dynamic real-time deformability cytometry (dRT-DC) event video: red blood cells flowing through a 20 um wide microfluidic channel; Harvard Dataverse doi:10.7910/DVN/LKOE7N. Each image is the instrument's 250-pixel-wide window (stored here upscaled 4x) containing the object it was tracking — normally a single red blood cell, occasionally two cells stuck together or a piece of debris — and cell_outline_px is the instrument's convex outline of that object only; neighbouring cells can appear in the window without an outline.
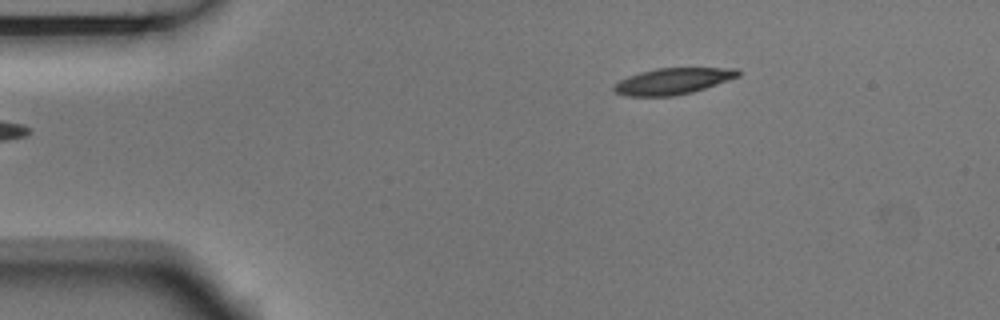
{"species": "Egyptian fruit bat (a non-hibernating species)", "species_latin": "Rousettus aegyptiacus", "temperature_condition": "room temperature", "stored_images_in_passage": 2, "camera_frame_rate_fps": 3000, "um_per_image_px": 0.085, "animal": {"sex": "male"}, "frame": {"image": 1, "passage_image": 2, "time_ms": 0.333, "image_size_px": [1000, 320], "cell_outline_px": [[740, 76], [692, 92], [672, 96], [628, 96], [616, 92], [612, 88], [620, 80], [628, 76], [640, 72], [656, 68], [736, 68], [740, 72]], "centroid_in_image_um": [57.19, 6.89], "position_along_channel_um": 27.8, "area_um2": 18.79}}